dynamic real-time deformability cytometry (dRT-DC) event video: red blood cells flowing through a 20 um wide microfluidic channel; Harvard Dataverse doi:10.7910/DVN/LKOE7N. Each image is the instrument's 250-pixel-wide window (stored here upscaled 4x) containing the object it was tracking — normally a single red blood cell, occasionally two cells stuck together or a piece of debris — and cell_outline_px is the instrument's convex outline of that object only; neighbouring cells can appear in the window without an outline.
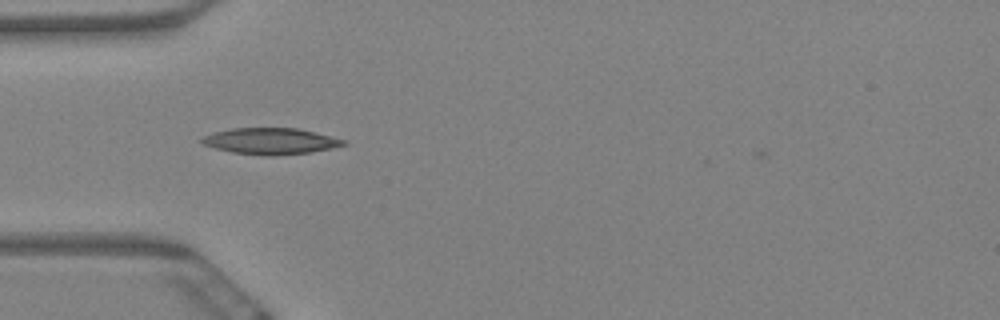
{"species": "Egyptian fruit bat (a non-hibernating species)", "species_latin": "Rousettus aegyptiacus", "temperature_condition": "warm", "stored_images_in_passage": 2, "camera_frame_rate_fps": 3000, "um_per_image_px": 0.085, "animal": {"sex": "female"}, "frame": {"image": 1, "passage_image": 1, "time_ms": 0.0, "image_size_px": [1000, 320], "cell_outline_px": [[348, 144], [332, 148], [312, 152], [232, 152], [216, 148], [204, 144], [200, 140], [204, 136], [212, 132], [232, 128], [296, 128], [348, 140]], "centroid_in_image_um": [23.03, 11.93], "position_along_channel_um": 62.0, "area_um2": 20.46}}
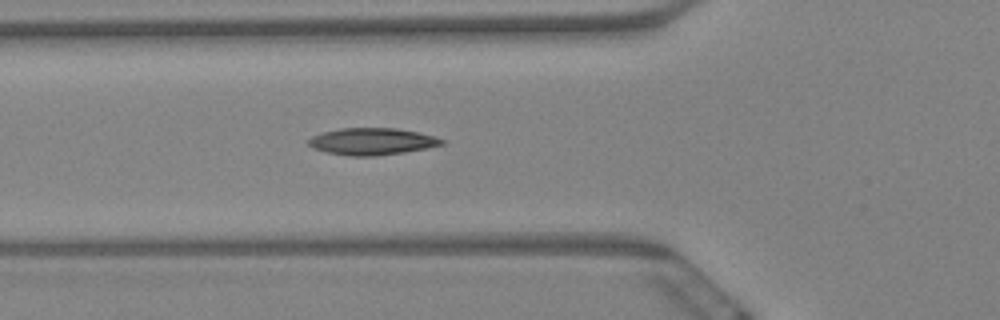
{"frame": {"image": 2, "passage_image": 2, "time_ms": 0.333, "image_size_px": [1000, 320], "cell_outline_px": [[444, 144], [428, 148], [404, 152], [376, 156], [348, 156], [328, 152], [312, 148], [308, 144], [308, 140], [312, 136], [324, 132], [340, 128], [396, 128], [416, 132], [432, 136], [444, 140]], "centroid_in_image_um": [31.6, 12.03], "position_along_channel_um": 94.2, "area_um2": 20.75}}